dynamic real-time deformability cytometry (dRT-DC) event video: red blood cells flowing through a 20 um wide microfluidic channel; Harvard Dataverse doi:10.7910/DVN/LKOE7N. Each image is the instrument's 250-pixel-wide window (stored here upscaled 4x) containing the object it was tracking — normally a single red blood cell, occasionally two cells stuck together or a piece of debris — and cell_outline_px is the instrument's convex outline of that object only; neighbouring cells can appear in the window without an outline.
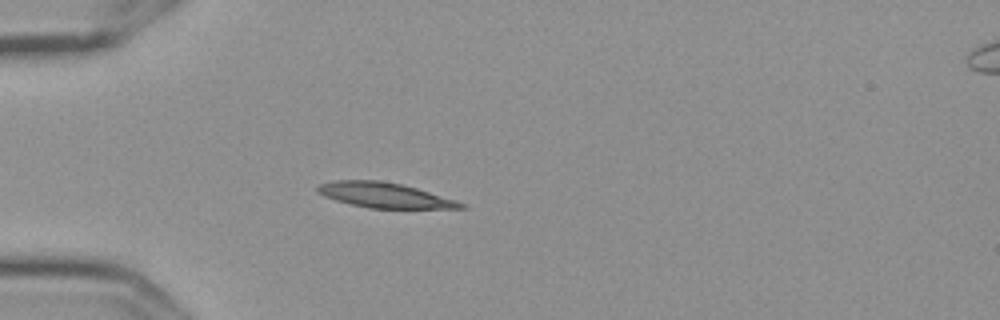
{"species": "Egyptian fruit bat (a non-hibernating species)", "species_latin": "Rousettus aegyptiacus", "temperature_condition": "cold", "stored_images_in_passage": 5, "camera_frame_rate_fps": 3000, "um_per_image_px": 0.085, "frame": {"image": 1, "passage_image": 4, "time_ms": 1.0, "image_size_px": [1000, 320], "cell_outline_px": [[468, 208], [368, 208], [336, 200], [324, 196], [316, 192], [316, 188], [320, 184], [336, 180], [380, 180], [400, 184], [416, 188], [456, 200], [468, 204]], "centroid_in_image_um": [32.7, 16.59], "position_along_channel_um": 52.3, "area_um2": 20.81}}